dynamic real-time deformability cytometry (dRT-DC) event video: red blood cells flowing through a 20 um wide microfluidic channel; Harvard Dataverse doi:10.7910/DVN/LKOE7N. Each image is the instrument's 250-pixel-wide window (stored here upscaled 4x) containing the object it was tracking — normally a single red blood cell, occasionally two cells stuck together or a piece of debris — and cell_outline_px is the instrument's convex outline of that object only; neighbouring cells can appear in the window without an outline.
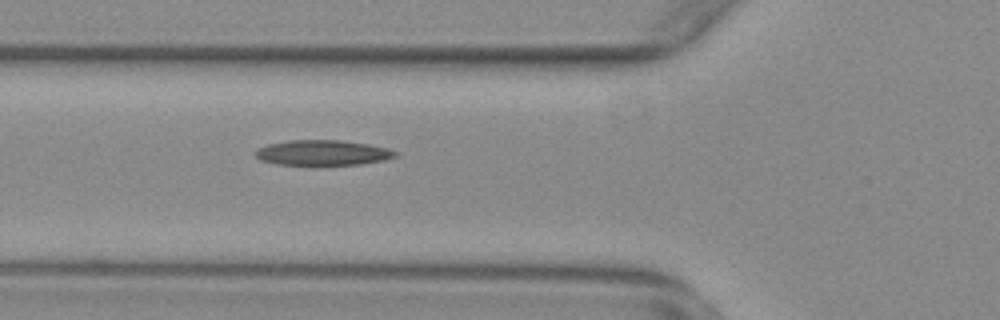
{"species": "common noctule bat (a hibernating species)", "species_latin": "Nyctalus noctula", "temperature_condition": "warm", "stored_images_in_passage": 52, "camera_frame_rate_fps": 3000, "um_per_image_px": 0.085, "animal": {"sex": "female", "body_mass_g": 29.2, "forearm_length_mm": 56.3}, "frame": {"image": 1, "passage_image": 20, "time_ms": 6.333, "image_size_px": [1000, 320], "cell_outline_px": [[400, 152], [396, 156], [384, 160], [360, 164], [312, 168], [276, 164], [260, 160], [256, 156], [256, 148], [268, 144], [288, 140], [340, 140], [368, 144], [388, 148]], "centroid_in_image_um": [27.4, 13.03], "position_along_channel_um": 98.4, "area_um2": 21.68}}
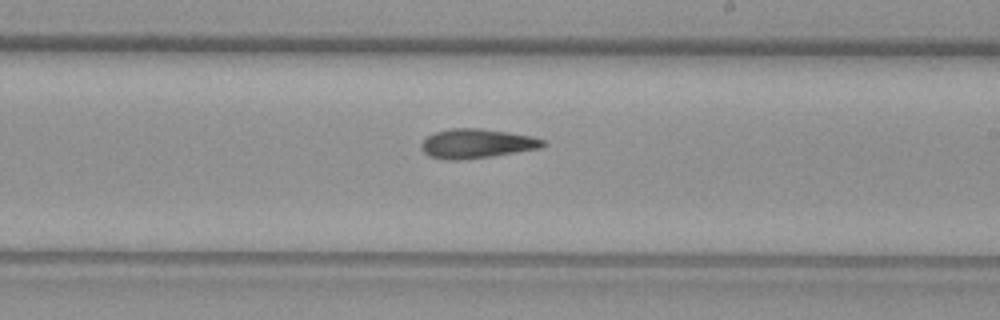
{"frame": {"image": 2, "passage_image": 32, "time_ms": 10.333, "image_size_px": [1000, 320], "cell_outline_px": [[544, 144], [540, 148], [516, 152], [460, 160], [448, 160], [428, 156], [420, 148], [420, 144], [432, 132], [452, 128], [480, 128], [508, 132], [532, 136], [544, 140]], "centroid_in_image_um": [40.46, 12.19], "position_along_channel_um": 248.5, "area_um2": 20.69}}
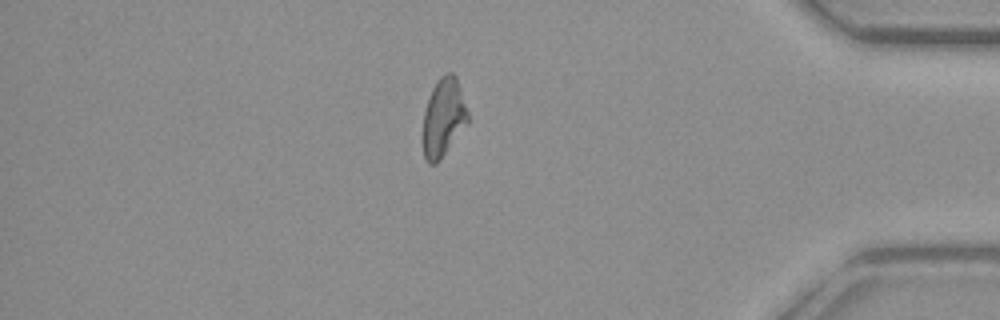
{"frame": {"image": 3, "passage_image": 47, "time_ms": 15.333, "image_size_px": [1000, 320], "cell_outline_px": [[468, 124], [440, 160], [436, 164], [428, 164], [424, 156], [420, 140], [424, 112], [432, 88], [436, 80], [444, 72], [452, 72], [456, 76], [468, 112]], "centroid_in_image_um": [37.66, 10.02], "position_along_channel_um": 397.5, "area_um2": 21.1}}